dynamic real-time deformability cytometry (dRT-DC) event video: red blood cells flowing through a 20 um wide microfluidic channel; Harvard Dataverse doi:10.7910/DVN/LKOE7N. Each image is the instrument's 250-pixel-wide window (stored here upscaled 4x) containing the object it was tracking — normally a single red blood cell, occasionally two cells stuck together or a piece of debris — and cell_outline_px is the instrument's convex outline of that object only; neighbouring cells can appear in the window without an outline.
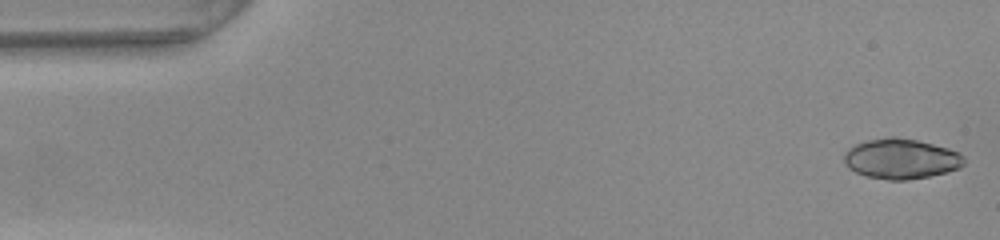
{"species": "common noctule bat (a hibernating species)", "species_latin": "Nyctalus noctula", "temperature_condition": "warm", "stored_images_in_passage": 47, "camera_frame_rate_fps": 3000, "um_per_image_px": 0.085, "animal": {"sex": "female", "body_mass_g": 22.0, "forearm_length_mm": 56.7}, "frame": {"image": 1, "passage_image": 1, "time_ms": 0.0, "image_size_px": [1000, 240], "cell_outline_px": [[964, 164], [960, 168], [928, 176], [908, 180], [888, 180], [864, 176], [848, 168], [844, 160], [844, 152], [848, 148], [856, 144], [868, 140], [888, 136], [896, 136], [916, 140], [948, 148], [964, 156]], "centroid_in_image_um": [76.55, 13.49], "position_along_channel_um": 8.4, "area_um2": 28.09}}